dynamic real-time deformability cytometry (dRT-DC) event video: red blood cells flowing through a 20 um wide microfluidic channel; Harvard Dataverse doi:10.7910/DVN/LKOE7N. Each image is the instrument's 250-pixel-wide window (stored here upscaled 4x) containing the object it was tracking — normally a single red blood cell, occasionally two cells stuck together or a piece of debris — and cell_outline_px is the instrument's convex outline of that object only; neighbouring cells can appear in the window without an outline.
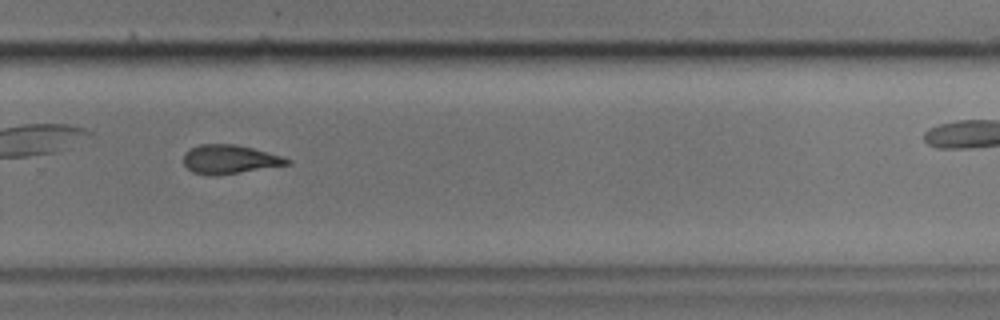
{"species": "common noctule bat (a hibernating species)", "species_latin": "Nyctalus noctula", "temperature_condition": "cold", "stored_images_in_passage": 10, "camera_frame_rate_fps": 3000, "um_per_image_px": 0.085, "animal": {"sex": "male", "body_mass_g": 17.9}, "frame": {"image": 1, "passage_image": 7, "time_ms": 2.0, "image_size_px": [1000, 320], "cell_outline_px": [[292, 164], [216, 176], [212, 176], [192, 172], [184, 164], [184, 152], [200, 144], [236, 144], [252, 148], [280, 156], [292, 160]], "centroid_in_image_um": [19.51, 13.55], "position_along_channel_um": 310.3, "area_um2": 17.4}}